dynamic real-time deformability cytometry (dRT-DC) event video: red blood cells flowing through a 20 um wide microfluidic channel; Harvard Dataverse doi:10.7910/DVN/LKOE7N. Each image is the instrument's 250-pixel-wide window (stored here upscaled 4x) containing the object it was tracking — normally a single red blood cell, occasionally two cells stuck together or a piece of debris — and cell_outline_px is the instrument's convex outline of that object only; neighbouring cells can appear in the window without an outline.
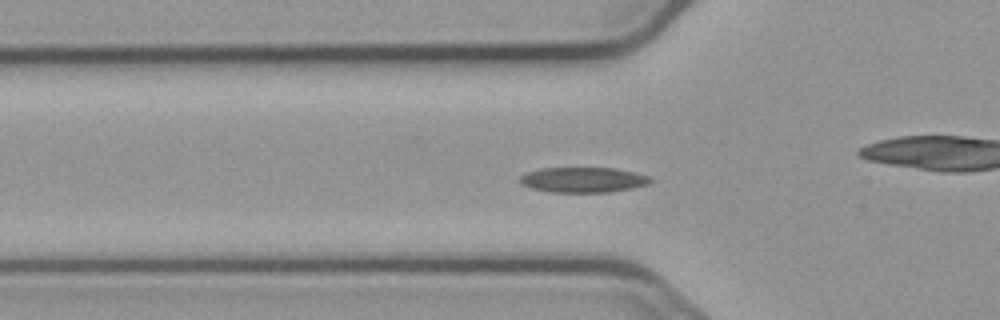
{"species": "common noctule bat (a hibernating species)", "species_latin": "Nyctalus noctula", "temperature_condition": "cold", "stored_images_in_passage": 57, "camera_frame_rate_fps": 3000, "um_per_image_px": 0.085, "animal": {"sex": "male", "body_mass_g": 23.1, "forearm_length_mm": 52.7}, "frame": {"image": 1, "passage_image": 19, "time_ms": 6.0, "image_size_px": [1000, 320], "cell_outline_px": [[652, 180], [648, 184], [632, 188], [608, 192], [548, 192], [532, 188], [520, 184], [520, 176], [524, 172], [540, 168], [616, 168], [648, 176]], "centroid_in_image_um": [49.51, 15.28], "position_along_channel_um": 76.3, "area_um2": 19.19}}
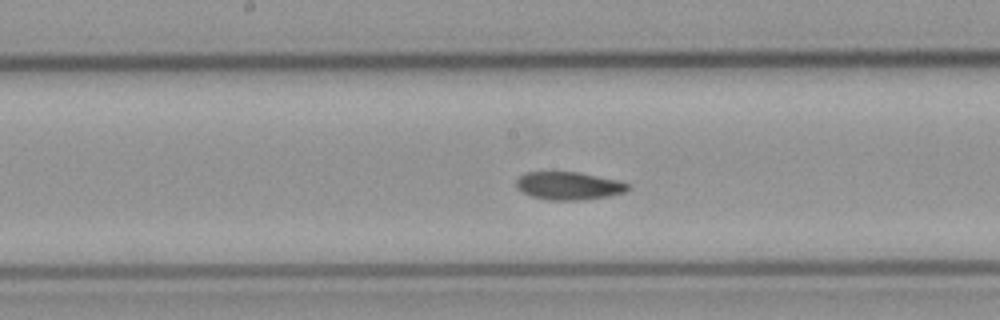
{"frame": {"image": 2, "passage_image": 29, "time_ms": 9.333, "image_size_px": [1000, 320], "cell_outline_px": [[632, 188], [624, 192], [608, 196], [584, 200], [548, 200], [532, 196], [520, 192], [516, 188], [516, 180], [524, 172], [580, 172], [616, 180], [632, 184]], "centroid_in_image_um": [48.34, 15.79], "position_along_channel_um": 199.9, "area_um2": 18.38}}
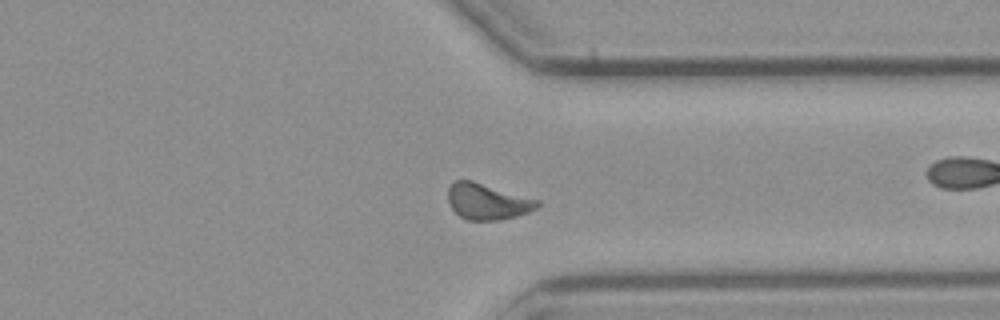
{"frame": {"image": 3, "passage_image": 43, "time_ms": 14.0, "image_size_px": [1000, 320], "cell_outline_px": [[540, 204], [536, 208], [528, 212], [516, 216], [500, 220], [468, 220], [460, 216], [452, 208], [448, 200], [448, 188], [456, 180], [472, 180], [540, 200]], "centroid_in_image_um": [41.44, 17.13], "position_along_channel_um": 370.0, "area_um2": 18.67}}